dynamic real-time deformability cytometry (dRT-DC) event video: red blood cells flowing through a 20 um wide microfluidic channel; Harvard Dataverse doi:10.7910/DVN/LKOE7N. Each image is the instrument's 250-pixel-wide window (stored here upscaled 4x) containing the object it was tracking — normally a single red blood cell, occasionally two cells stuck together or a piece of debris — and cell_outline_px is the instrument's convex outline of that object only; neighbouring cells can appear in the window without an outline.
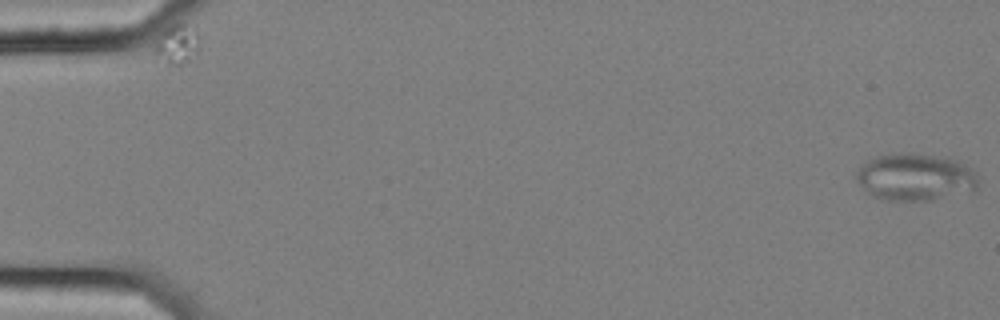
{"species": "common noctule bat (a hibernating species)", "species_latin": "Nyctalus noctula", "temperature_condition": "cold", "stored_images_in_passage": 57, "camera_frame_rate_fps": 3000, "um_per_image_px": 0.085, "animal": {"sex": "female", "body_mass_g": 25.1}, "frame": {"image": 1, "passage_image": 1, "time_ms": 0.0, "image_size_px": [1000, 320], "cell_outline_px": [[976, 188], [932, 200], [884, 200], [872, 196], [856, 180], [856, 172], [864, 160], [876, 156], [900, 152], [912, 152], [956, 160], [972, 168], [976, 172]], "centroid_in_image_um": [77.72, 15.03], "position_along_channel_um": 7.3, "area_um2": 33.29}}
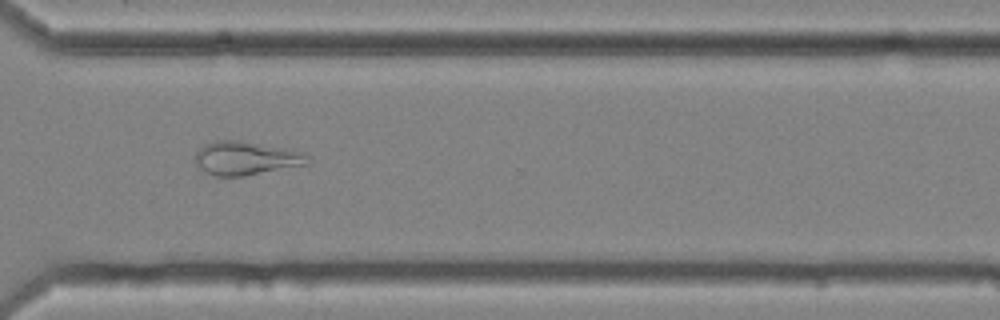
{"frame": {"image": 2, "passage_image": 43, "time_ms": 14.0, "image_size_px": [1000, 320], "cell_outline_px": [[312, 164], [244, 176], [216, 176], [204, 172], [196, 164], [196, 152], [204, 144], [216, 140], [240, 140], [288, 148], [308, 152]], "centroid_in_image_um": [21.0, 13.44], "position_along_channel_um": 349.6, "area_um2": 22.6}}
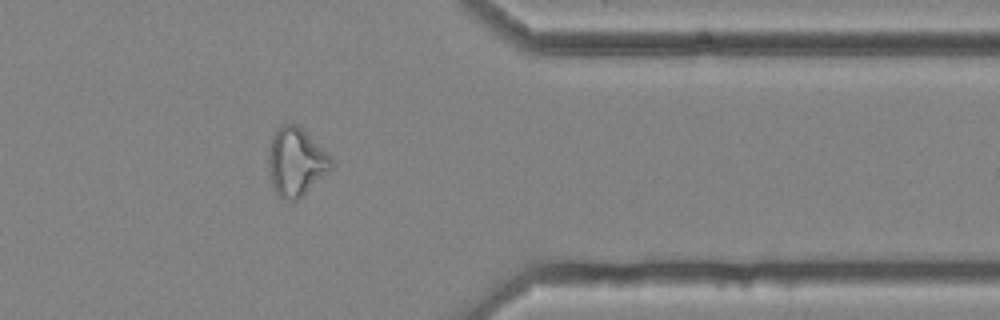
{"frame": {"image": 3, "passage_image": 47, "time_ms": 15.333, "image_size_px": [1000, 320], "cell_outline_px": [[336, 168], [296, 200], [288, 200], [280, 196], [272, 188], [268, 168], [268, 148], [272, 136], [284, 124], [296, 124], [328, 152], [332, 156]], "centroid_in_image_um": [25.2, 13.78], "position_along_channel_um": 386.2, "area_um2": 25.26}, "authors_computed_cell_mechanics": {"area_um2": 26.3568, "velocity_mm_per_s": 3.5989, "shape_relaxation_time_tau1_ms": null, "shape_relaxation_time_tau2_ms": 5.0666, "deformation_change_tau1": null, "deformation_change_tau2": 0.1368}}